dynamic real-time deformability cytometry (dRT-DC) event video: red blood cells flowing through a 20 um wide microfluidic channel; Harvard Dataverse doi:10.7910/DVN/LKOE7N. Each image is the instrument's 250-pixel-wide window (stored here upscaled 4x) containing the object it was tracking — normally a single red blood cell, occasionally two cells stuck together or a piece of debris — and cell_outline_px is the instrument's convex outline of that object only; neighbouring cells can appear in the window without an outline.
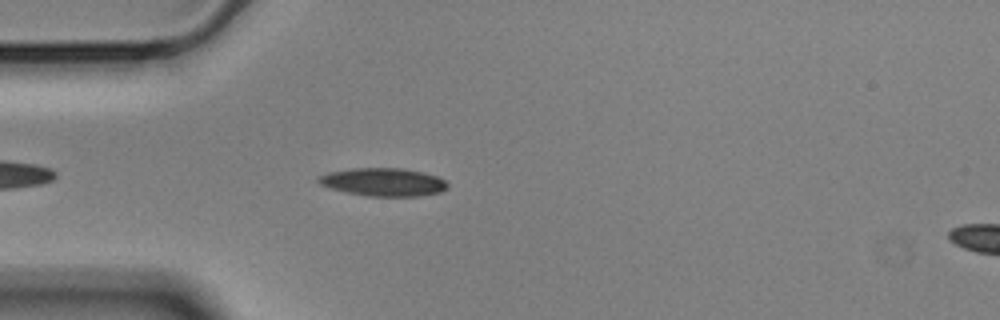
{"species": "Egyptian fruit bat (a non-hibernating species)", "species_latin": "Rousettus aegyptiacus", "temperature_condition": "cold", "stored_images_in_passage": 31, "camera_frame_rate_fps": 3000, "um_per_image_px": 0.085, "animal": {"sex": "male"}, "frame": {"image": 1, "passage_image": 6, "time_ms": 1.667, "image_size_px": [1000, 320], "cell_outline_px": [[448, 188], [440, 192], [420, 196], [368, 196], [344, 192], [328, 188], [320, 184], [316, 180], [320, 176], [328, 172], [352, 168], [404, 168], [424, 172], [436, 176], [444, 180], [448, 184]], "centroid_in_image_um": [32.57, 15.47], "position_along_channel_um": 52.4, "area_um2": 21.27}}
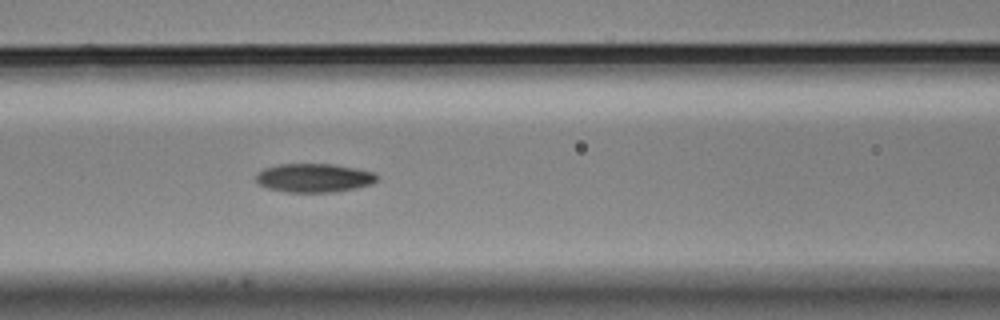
{"frame": {"image": 2, "passage_image": 14, "time_ms": 4.333, "image_size_px": [1000, 320], "cell_outline_px": [[376, 180], [372, 184], [356, 188], [332, 192], [288, 192], [268, 188], [260, 184], [256, 180], [256, 176], [264, 168], [280, 164], [332, 164], [356, 168], [372, 172], [376, 176]], "centroid_in_image_um": [26.69, 15.12], "position_along_channel_um": 139.9, "area_um2": 20.0}}
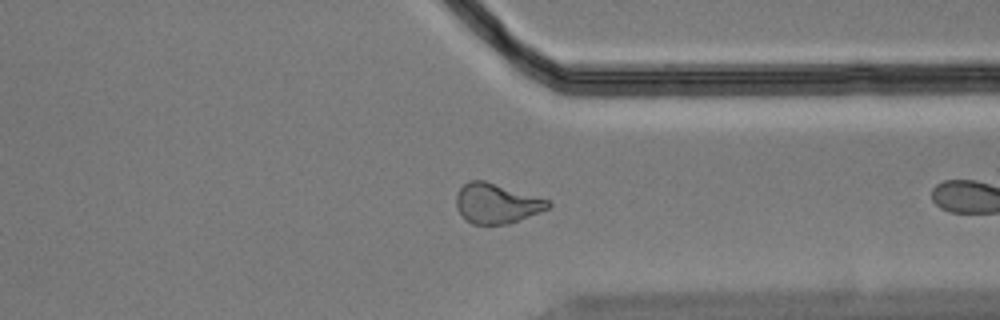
{"frame": {"image": 3, "passage_image": 30, "time_ms": 9.667, "image_size_px": [1000, 320], "cell_outline_px": [[552, 204], [548, 208], [540, 212], [520, 220], [508, 224], [472, 224], [456, 208], [456, 196], [460, 188], [468, 180], [484, 180], [548, 200]], "centroid_in_image_um": [42.2, 17.29], "position_along_channel_um": 369.2, "area_um2": 21.1}}